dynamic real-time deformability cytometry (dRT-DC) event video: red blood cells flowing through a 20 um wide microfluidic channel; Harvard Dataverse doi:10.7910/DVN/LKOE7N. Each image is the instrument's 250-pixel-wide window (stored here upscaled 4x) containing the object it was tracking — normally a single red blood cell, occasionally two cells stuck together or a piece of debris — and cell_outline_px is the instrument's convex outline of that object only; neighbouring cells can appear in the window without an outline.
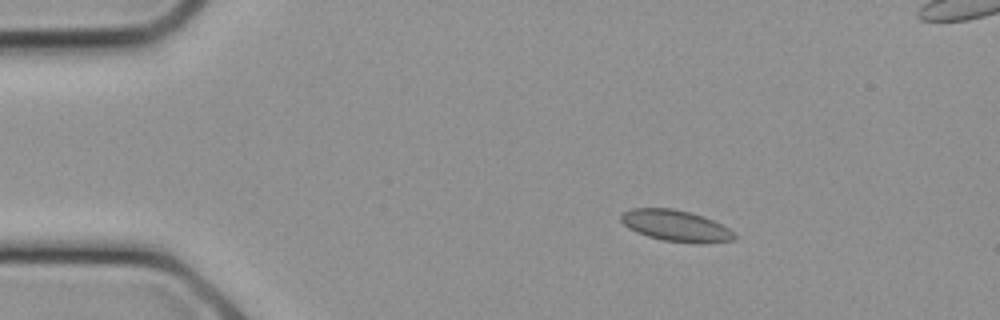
{"species": "common noctule bat (a hibernating species)", "species_latin": "Nyctalus noctula", "temperature_condition": "cold", "stored_images_in_passage": 16, "camera_frame_rate_fps": 3000, "um_per_image_px": 0.085, "animal": {"sex": "female", "body_mass_g": 21.9}, "frame": {"image": 1, "passage_image": 4, "time_ms": 1.0, "image_size_px": [1000, 320], "cell_outline_px": [[736, 240], [700, 244], [696, 244], [664, 240], [648, 236], [636, 232], [628, 228], [620, 220], [620, 212], [632, 208], [672, 208], [704, 216], [736, 232]], "centroid_in_image_um": [57.45, 19.19], "position_along_channel_um": 27.6, "area_um2": 20.87}}
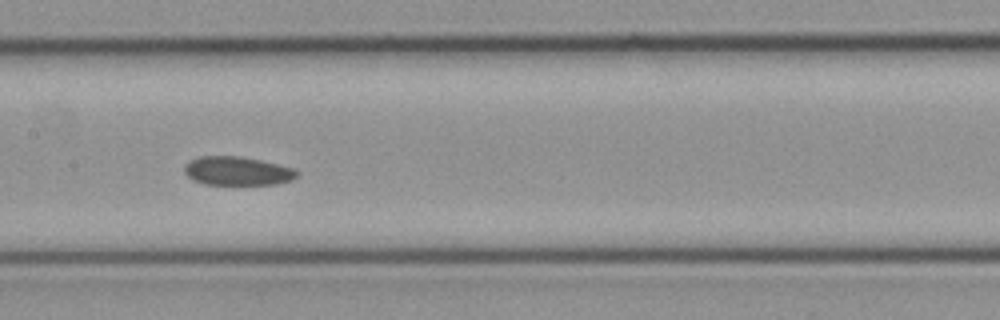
{"frame": {"image": 2, "passage_image": 12, "time_ms": 3.667, "image_size_px": [1000, 320], "cell_outline_px": [[300, 172], [292, 180], [276, 184], [204, 184], [192, 180], [184, 172], [184, 164], [188, 160], [200, 156], [240, 156], [260, 160], [292, 168]], "centroid_in_image_um": [20.12, 14.53], "position_along_channel_um": 187.3, "area_um2": 18.84}}
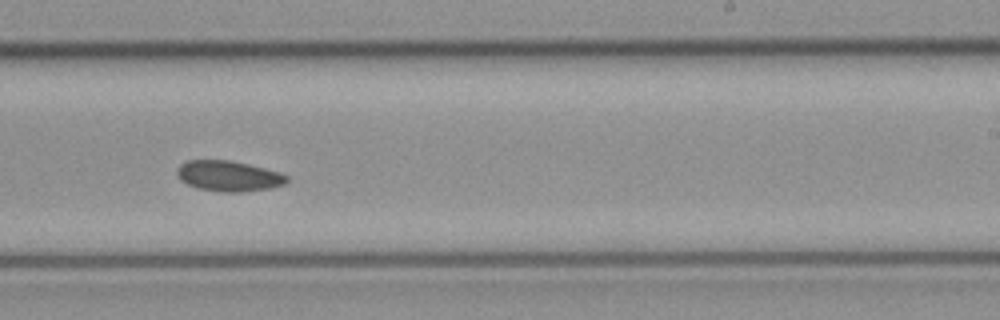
{"frame": {"image": 3, "passage_image": 15, "time_ms": 4.667, "image_size_px": [1000, 320], "cell_outline_px": [[288, 180], [284, 184], [272, 188], [240, 192], [220, 192], [200, 188], [188, 184], [180, 180], [176, 176], [176, 168], [180, 164], [188, 160], [228, 160], [248, 164], [280, 172], [288, 176]], "centroid_in_image_um": [19.42, 14.96], "position_along_channel_um": 269.6, "area_um2": 19.59}}